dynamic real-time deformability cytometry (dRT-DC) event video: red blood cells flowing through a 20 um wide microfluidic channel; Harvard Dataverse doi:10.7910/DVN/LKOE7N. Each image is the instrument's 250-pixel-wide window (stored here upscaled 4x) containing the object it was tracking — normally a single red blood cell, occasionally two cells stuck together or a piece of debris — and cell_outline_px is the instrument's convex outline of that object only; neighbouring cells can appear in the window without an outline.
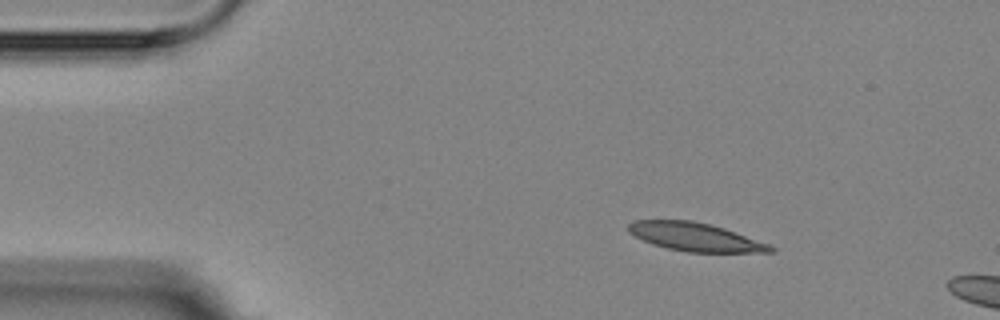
{"species": "Egyptian fruit bat (a non-hibernating species)", "species_latin": "Rousettus aegyptiacus", "temperature_condition": "room temperature", "stored_images_in_passage": 4, "camera_frame_rate_fps": 3000, "um_per_image_px": 0.085, "animal": {"sex": "female"}, "frame": {"image": 1, "passage_image": 2, "time_ms": 1.0, "image_size_px": [1000, 320], "cell_outline_px": [[776, 252], [688, 252], [668, 248], [652, 244], [628, 232], [628, 224], [632, 220], [692, 220], [712, 224], [724, 228], [768, 244], [776, 248]], "centroid_in_image_um": [59.08, 20.13], "position_along_channel_um": 25.9, "area_um2": 23.35}}